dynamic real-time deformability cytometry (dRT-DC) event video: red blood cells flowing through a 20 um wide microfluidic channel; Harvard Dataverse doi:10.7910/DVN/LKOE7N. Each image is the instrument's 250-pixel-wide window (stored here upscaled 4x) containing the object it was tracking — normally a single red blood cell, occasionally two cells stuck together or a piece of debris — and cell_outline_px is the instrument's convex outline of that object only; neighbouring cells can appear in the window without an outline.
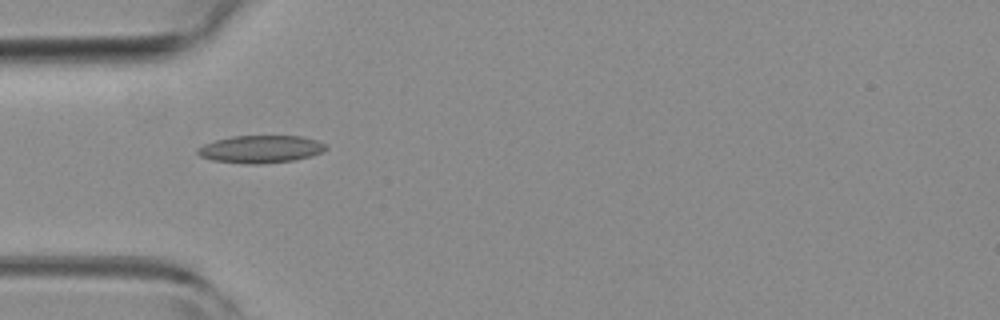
{"species": "common noctule bat (a hibernating species)", "species_latin": "Nyctalus noctula", "temperature_condition": "room temperature", "stored_images_in_passage": 5, "camera_frame_rate_fps": 3000, "um_per_image_px": 0.085, "animal": {"sex": "female", "body_mass_g": 19.3, "forearm_length_mm": 54.1}, "frame": {"image": 1, "passage_image": 4, "time_ms": 1.0, "image_size_px": [1000, 320], "cell_outline_px": [[328, 148], [320, 152], [296, 160], [260, 164], [244, 164], [212, 160], [200, 156], [196, 152], [196, 148], [204, 144], [216, 140], [232, 136], [300, 136], [316, 140], [324, 144]], "centroid_in_image_um": [22.11, 12.68], "position_along_channel_um": 62.9, "area_um2": 20.52}}
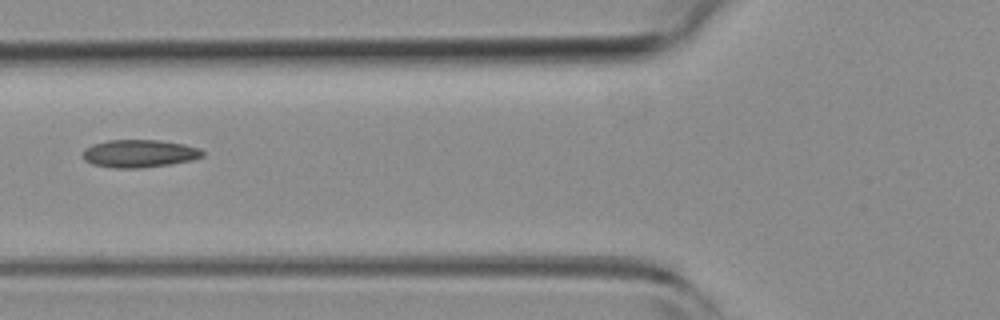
{"frame": {"image": 2, "passage_image": 5, "time_ms": 1.333, "image_size_px": [1000, 320], "cell_outline_px": [[204, 156], [192, 160], [172, 164], [140, 168], [112, 168], [92, 164], [84, 160], [84, 148], [92, 144], [108, 140], [160, 140], [184, 144], [200, 148], [204, 152]], "centroid_in_image_um": [11.86, 13.05], "position_along_channel_um": 113.9, "area_um2": 19.54}}